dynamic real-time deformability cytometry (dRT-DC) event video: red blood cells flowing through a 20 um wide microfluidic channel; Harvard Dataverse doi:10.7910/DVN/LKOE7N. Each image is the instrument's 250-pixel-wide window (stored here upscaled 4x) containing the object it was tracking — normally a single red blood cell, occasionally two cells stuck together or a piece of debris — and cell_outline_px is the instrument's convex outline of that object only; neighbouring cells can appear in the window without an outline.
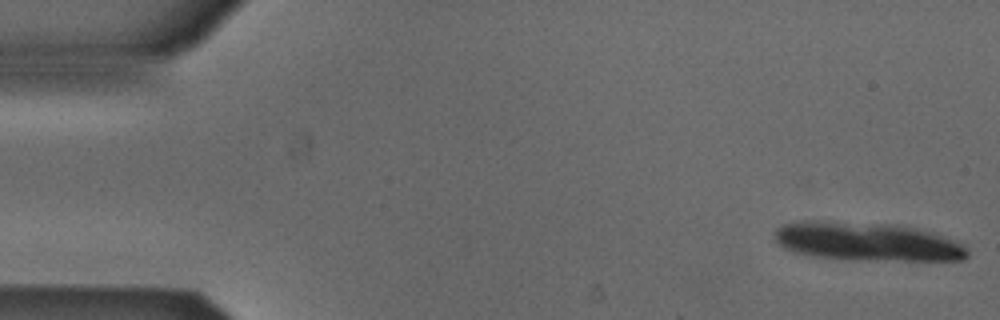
{"species": "Egyptian fruit bat (a non-hibernating species)", "species_latin": "Rousettus aegyptiacus", "temperature_condition": "cold", "stored_images_in_passage": 12, "camera_frame_rate_fps": 3000, "um_per_image_px": 0.085, "animal": {"sex": "male"}, "frame": {"image": 1, "passage_image": 1, "time_ms": 0.0, "image_size_px": [1000, 320], "cell_outline_px": [[968, 256], [964, 260], [848, 260], [808, 256], [792, 252], [776, 244], [772, 236], [776, 228], [784, 224], [804, 220], [812, 220], [904, 224], [920, 228], [956, 240], [964, 244], [968, 248]], "centroid_in_image_um": [73.68, 20.53], "position_along_channel_um": 11.3, "area_um2": 44.68}}